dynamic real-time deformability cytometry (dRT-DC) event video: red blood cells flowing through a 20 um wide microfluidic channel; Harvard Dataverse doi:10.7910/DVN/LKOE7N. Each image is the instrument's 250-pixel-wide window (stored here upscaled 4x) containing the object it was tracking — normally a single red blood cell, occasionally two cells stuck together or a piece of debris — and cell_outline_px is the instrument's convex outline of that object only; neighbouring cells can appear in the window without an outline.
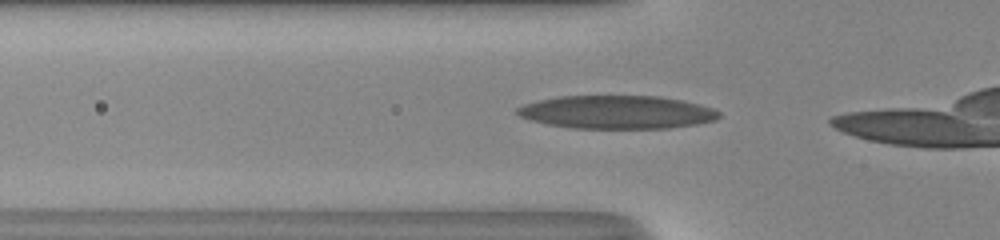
{"species": "human", "species_latin": "Homo sapiens", "temperature_condition": "room temperature", "stored_images_in_passage": 7, "camera_frame_rate_fps": 3000, "um_per_image_px": 0.085, "donor": {"sex": "male"}, "frame": {"image": 1, "passage_image": 2, "time_ms": 0.333, "image_size_px": [1000, 240], "cell_outline_px": [[720, 116], [716, 120], [696, 124], [668, 128], [572, 128], [548, 124], [532, 120], [520, 116], [516, 112], [516, 108], [524, 104], [536, 100], [560, 96], [660, 96], [684, 100], [700, 104], [712, 108], [720, 112]], "centroid_in_image_um": [52.45, 9.52], "position_along_channel_um": 73.3, "area_um2": 39.13}}